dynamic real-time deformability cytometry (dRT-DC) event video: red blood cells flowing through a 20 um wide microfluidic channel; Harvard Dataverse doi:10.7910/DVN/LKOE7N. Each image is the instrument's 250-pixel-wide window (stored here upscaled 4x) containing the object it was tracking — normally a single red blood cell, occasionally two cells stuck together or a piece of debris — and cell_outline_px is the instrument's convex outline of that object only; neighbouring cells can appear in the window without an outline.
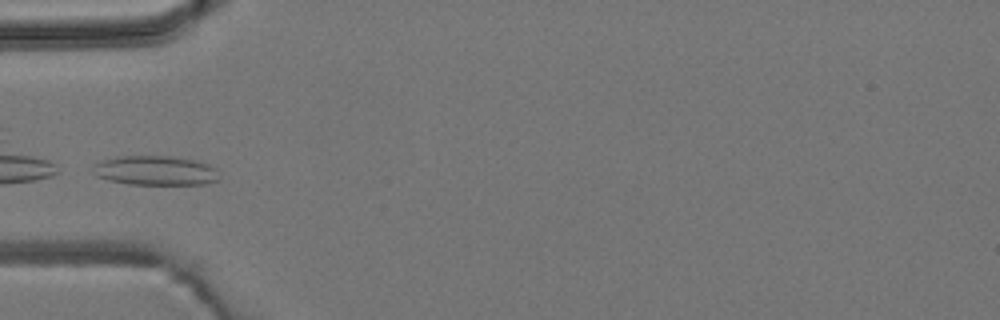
{"species": "common noctule bat (a hibernating species)", "species_latin": "Nyctalus noctula", "temperature_condition": "room temperature", "stored_images_in_passage": 5, "camera_frame_rate_fps": 3000, "um_per_image_px": 0.085, "animal": {"sex": "male", "body_mass_g": 19.2, "forearm_length_mm": 51.8}, "frame": {"image": 1, "passage_image": 3, "time_ms": 2.333, "image_size_px": [1000, 320], "cell_outline_px": [[220, 180], [204, 184], [128, 184], [108, 180], [96, 176], [92, 172], [92, 164], [100, 160], [116, 156], [172, 156], [192, 160], [208, 164], [216, 168], [220, 176]], "centroid_in_image_um": [13.17, 14.49], "position_along_channel_um": 71.8, "area_um2": 21.96}}
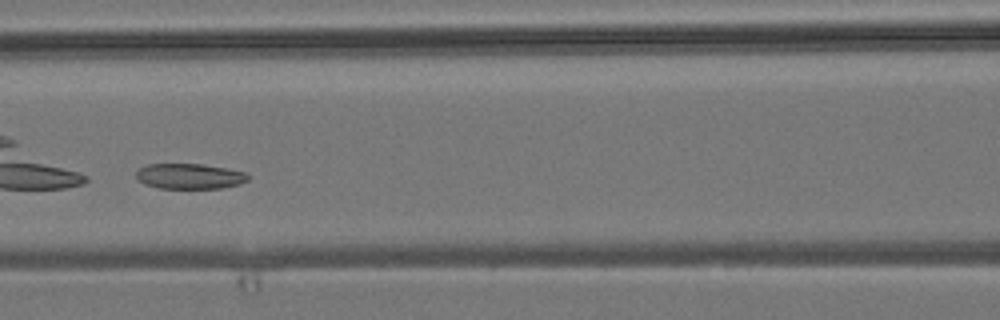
{"frame": {"image": 2, "passage_image": 5, "time_ms": 4.333, "image_size_px": [1000, 320], "cell_outline_px": [[248, 180], [240, 184], [220, 188], [160, 188], [144, 184], [136, 176], [136, 172], [140, 168], [148, 164], [200, 164], [228, 168], [248, 172]], "centroid_in_image_um": [16.15, 14.97], "position_along_channel_um": 150.4, "area_um2": 16.53}}